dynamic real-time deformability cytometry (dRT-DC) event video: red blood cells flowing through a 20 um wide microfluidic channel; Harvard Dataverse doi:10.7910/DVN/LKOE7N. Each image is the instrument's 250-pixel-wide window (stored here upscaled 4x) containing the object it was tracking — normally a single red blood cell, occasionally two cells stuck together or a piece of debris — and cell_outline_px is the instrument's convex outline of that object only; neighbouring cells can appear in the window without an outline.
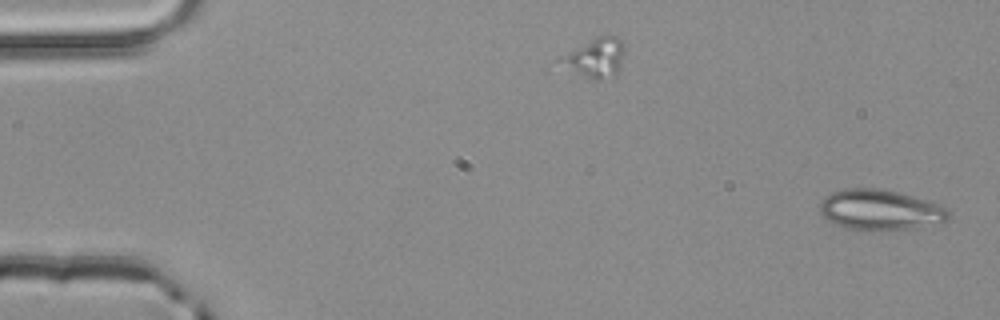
{"species": "common noctule bat (a hibernating species)", "species_latin": "Nyctalus noctula", "temperature_condition": "room temperature", "stored_images_in_passage": 5, "camera_frame_rate_fps": 3000, "um_per_image_px": 0.085, "animal": {"sex": "male", "body_mass_g": 20.4}, "frame": {"image": 1, "passage_image": 1, "time_ms": 0.0, "image_size_px": [1000, 320], "cell_outline_px": [[952, 212], [944, 220], [912, 228], [872, 232], [864, 232], [844, 228], [828, 220], [820, 212], [820, 200], [824, 196], [832, 192], [844, 188], [884, 188], [928, 200], [940, 204], [948, 208]], "centroid_in_image_um": [74.77, 17.84], "position_along_channel_um": 10.2, "area_um2": 30.87}}